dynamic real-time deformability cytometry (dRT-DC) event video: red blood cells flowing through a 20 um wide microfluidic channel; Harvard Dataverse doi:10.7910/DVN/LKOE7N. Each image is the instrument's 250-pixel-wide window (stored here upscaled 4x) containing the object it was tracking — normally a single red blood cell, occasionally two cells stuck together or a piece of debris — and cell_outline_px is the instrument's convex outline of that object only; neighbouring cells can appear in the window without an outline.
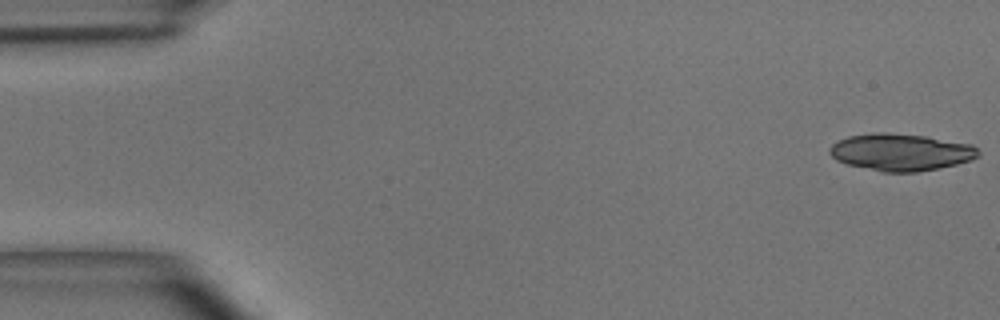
{"species": "common noctule bat (a hibernating species)", "species_latin": "Nyctalus noctula", "temperature_condition": "room temperature", "stored_images_in_passage": 7, "camera_frame_rate_fps": 3000, "um_per_image_px": 0.085, "animal": {"sex": "male", "body_mass_g": 15.6}, "frame": {"image": 1, "passage_image": 1, "time_ms": 0.0, "image_size_px": [1000, 320], "cell_outline_px": [[980, 156], [972, 160], [956, 164], [916, 172], [884, 172], [848, 164], [836, 160], [828, 152], [828, 148], [832, 144], [848, 136], [872, 132], [888, 132], [928, 136], [972, 144], [980, 152]], "centroid_in_image_um": [76.58, 12.91], "position_along_channel_um": 8.4, "area_um2": 32.25}}